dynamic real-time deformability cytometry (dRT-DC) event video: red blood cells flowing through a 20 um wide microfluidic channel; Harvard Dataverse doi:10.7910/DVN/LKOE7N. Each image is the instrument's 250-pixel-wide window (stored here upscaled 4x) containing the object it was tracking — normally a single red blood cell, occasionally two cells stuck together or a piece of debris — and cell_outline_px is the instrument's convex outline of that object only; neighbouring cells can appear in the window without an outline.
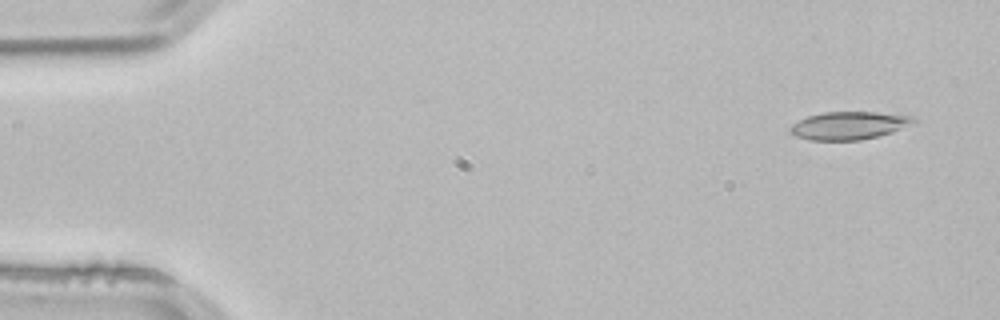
{"species": "common noctule bat (a hibernating species)", "species_latin": "Nyctalus noctula", "temperature_condition": "room temperature", "stored_images_in_passage": 51, "camera_frame_rate_fps": 3000, "um_per_image_px": 0.085, "animal": {"sex": "male", "body_mass_g": 21.5, "forearm_length_mm": 52.0}, "frame": {"image": 1, "passage_image": 2, "time_ms": 0.333, "image_size_px": [1000, 320], "cell_outline_px": [[916, 120], [892, 132], [860, 140], [812, 140], [796, 136], [788, 128], [792, 124], [808, 116], [824, 112], [876, 112], [916, 116]], "centroid_in_image_um": [72.15, 10.66], "position_along_channel_um": 12.9, "area_um2": 19.71}}
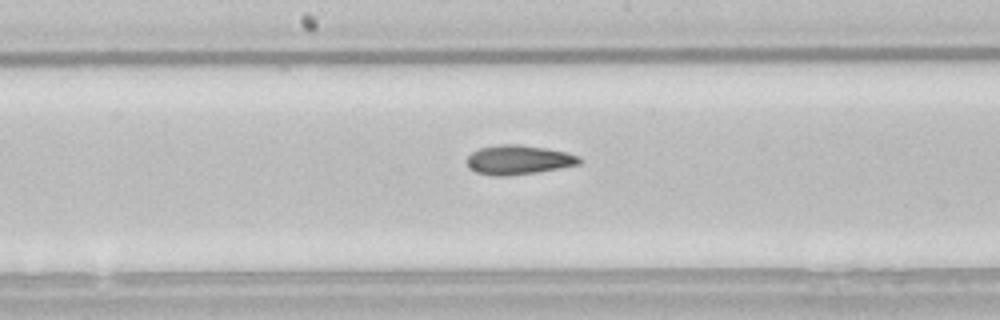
{"frame": {"image": 2, "passage_image": 26, "time_ms": 8.333, "image_size_px": [1000, 320], "cell_outline_px": [[584, 160], [580, 164], [560, 168], [536, 172], [508, 176], [492, 176], [476, 172], [468, 168], [468, 156], [472, 152], [480, 148], [500, 144], [520, 144], [548, 148], [580, 156]], "centroid_in_image_um": [44.09, 13.58], "position_along_channel_um": 204.1, "area_um2": 19.36}}
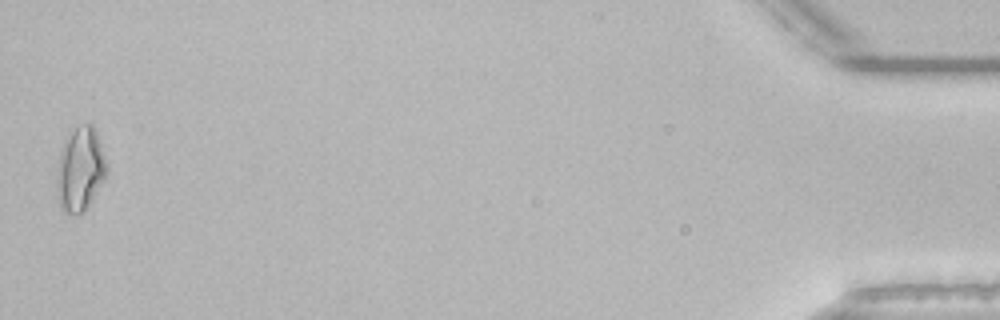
{"frame": {"image": 3, "passage_image": 51, "time_ms": 16.667, "image_size_px": [1000, 320], "cell_outline_px": [[108, 176], [84, 212], [64, 212], [60, 208], [56, 196], [56, 180], [60, 148], [72, 124], [92, 124], [96, 128], [108, 164]], "centroid_in_image_um": [6.83, 14.32], "position_along_channel_um": 428.4, "area_um2": 25.43}, "authors_computed_cell_mechanics": {"area_um2": 19.2474, "velocity_mm_per_s": 3.8483, "shape_relaxation_time_tau1_ms": null, "shape_relaxation_time_tau2_ms": 3.8174, "deformation_change_tau1": null, "deformation_change_tau2": 0.1194}}